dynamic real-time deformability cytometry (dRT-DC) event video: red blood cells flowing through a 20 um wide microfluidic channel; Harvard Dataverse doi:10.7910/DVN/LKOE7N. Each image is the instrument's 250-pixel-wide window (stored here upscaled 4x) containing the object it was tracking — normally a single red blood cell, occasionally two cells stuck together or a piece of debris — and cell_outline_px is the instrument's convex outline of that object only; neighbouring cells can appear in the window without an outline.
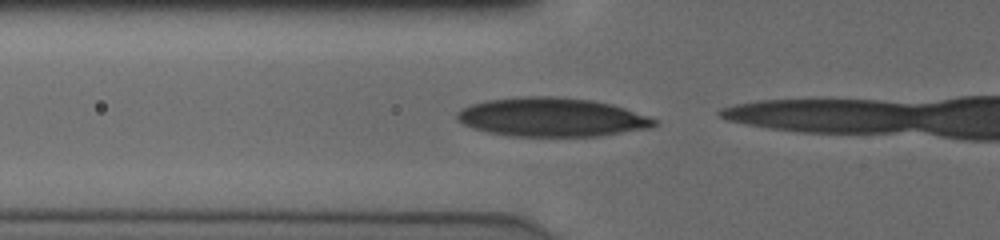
{"species": "human", "species_latin": "Homo sapiens", "temperature_condition": "cold", "stored_images_in_passage": 8, "camera_frame_rate_fps": 3000, "um_per_image_px": 0.085, "donor": {"sex": "male"}, "frame": {"image": 1, "passage_image": 6, "time_ms": 1.667, "image_size_px": [1000, 240], "cell_outline_px": [[660, 124], [652, 128], [600, 136], [508, 136], [488, 132], [472, 128], [456, 120], [456, 112], [472, 104], [488, 100], [524, 96], [552, 96], [592, 100], [612, 104], [624, 108], [656, 120]], "centroid_in_image_um": [46.9, 9.97], "position_along_channel_um": 78.9, "area_um2": 44.68}}